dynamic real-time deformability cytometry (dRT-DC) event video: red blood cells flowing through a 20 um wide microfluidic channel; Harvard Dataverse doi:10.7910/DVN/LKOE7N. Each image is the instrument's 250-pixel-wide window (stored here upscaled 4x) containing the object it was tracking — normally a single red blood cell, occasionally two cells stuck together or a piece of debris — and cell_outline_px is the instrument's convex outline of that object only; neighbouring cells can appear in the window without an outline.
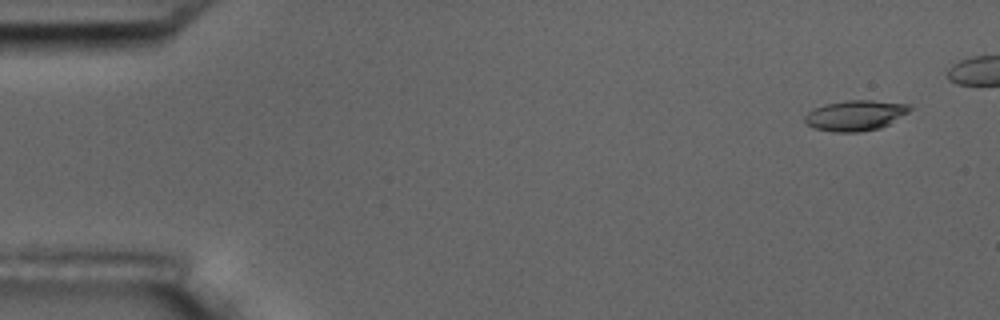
{"species": "common noctule bat (a hibernating species)", "species_latin": "Nyctalus noctula", "temperature_condition": "room temperature", "stored_images_in_passage": 3, "camera_frame_rate_fps": 3000, "um_per_image_px": 0.085, "animal": {"sex": "male", "body_mass_g": 17.5, "forearm_length_mm": 52.3}, "frame": {"image": 1, "passage_image": 1, "time_ms": 0.0, "image_size_px": [1000, 320], "cell_outline_px": [[912, 108], [908, 112], [888, 124], [880, 128], [860, 132], [832, 132], [812, 128], [804, 120], [804, 116], [812, 108], [824, 104], [848, 100], [872, 100], [912, 104]], "centroid_in_image_um": [72.69, 9.81], "position_along_channel_um": 12.3, "area_um2": 18.79}}